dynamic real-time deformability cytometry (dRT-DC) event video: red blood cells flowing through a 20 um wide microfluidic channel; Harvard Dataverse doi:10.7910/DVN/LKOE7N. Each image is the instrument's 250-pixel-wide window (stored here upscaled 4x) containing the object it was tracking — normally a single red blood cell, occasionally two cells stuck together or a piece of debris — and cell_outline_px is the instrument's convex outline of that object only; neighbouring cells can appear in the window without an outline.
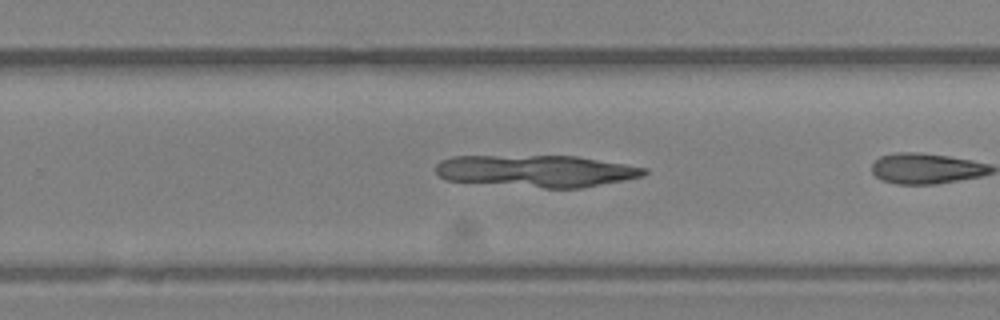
{"species": "Egyptian fruit bat (a non-hibernating species)", "species_latin": "Rousettus aegyptiacus", "temperature_condition": "room temperature", "stored_images_in_passage": 18, "segment_of_instrument_passage": [2, 2], "camera_frame_rate_fps": 3000, "um_per_image_px": 0.085, "animal": {"sex": "female"}, "frame": {"image": 1, "passage_image": 13, "time_ms": 4.0, "image_size_px": [1000, 320], "cell_outline_px": [[648, 172], [644, 176], [624, 180], [580, 188], [544, 188], [444, 180], [436, 172], [436, 164], [440, 160], [452, 156], [576, 156], [648, 168]], "centroid_in_image_um": [45.58, 14.53], "position_along_channel_um": 284.2, "area_um2": 38.84}}